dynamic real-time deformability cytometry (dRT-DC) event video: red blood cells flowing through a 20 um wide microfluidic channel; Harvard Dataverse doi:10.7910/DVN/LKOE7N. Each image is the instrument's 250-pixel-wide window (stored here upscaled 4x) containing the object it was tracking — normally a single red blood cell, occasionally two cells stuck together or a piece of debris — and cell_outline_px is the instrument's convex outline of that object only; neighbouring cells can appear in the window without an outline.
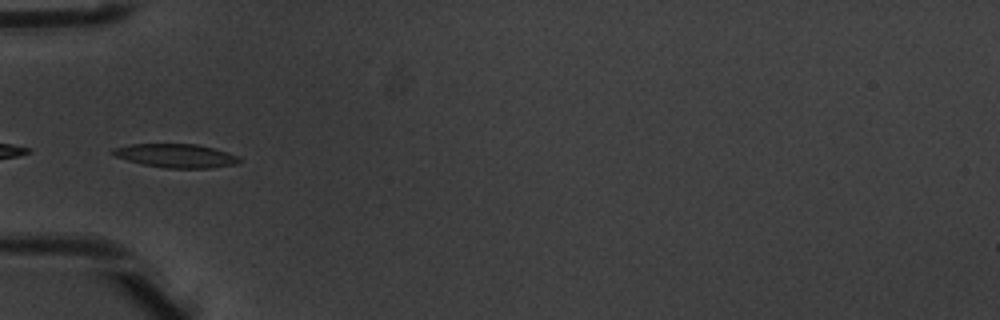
{"species": "common noctule bat (a hibernating species)", "species_latin": "Nyctalus noctula", "temperature_condition": "warm", "stored_images_in_passage": 8, "camera_frame_rate_fps": 3000, "um_per_image_px": 0.085, "animal": {"sex": "male", "body_mass_g": 20.1, "forearm_length_mm": 53.5}, "frame": {"image": 1, "passage_image": 5, "time_ms": 1.333, "image_size_px": [1000, 320], "cell_outline_px": [[244, 160], [236, 164], [212, 168], [164, 168], [144, 164], [128, 160], [116, 156], [108, 152], [112, 148], [132, 144], [196, 144], [228, 152], [240, 156]], "centroid_in_image_um": [14.99, 13.24], "position_along_channel_um": 70.0, "area_um2": 17.57}}
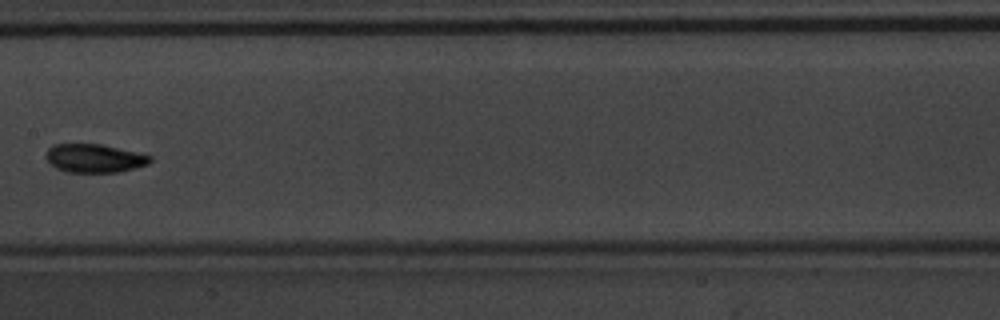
{"frame": {"image": 2, "passage_image": 8, "time_ms": 2.333, "image_size_px": [1000, 320], "cell_outline_px": [[152, 160], [148, 164], [136, 168], [120, 172], [64, 172], [56, 168], [44, 156], [48, 148], [52, 144], [100, 144], [136, 152], [152, 156]], "centroid_in_image_um": [8.01, 13.46], "position_along_channel_um": 199.4, "area_um2": 17.34}}